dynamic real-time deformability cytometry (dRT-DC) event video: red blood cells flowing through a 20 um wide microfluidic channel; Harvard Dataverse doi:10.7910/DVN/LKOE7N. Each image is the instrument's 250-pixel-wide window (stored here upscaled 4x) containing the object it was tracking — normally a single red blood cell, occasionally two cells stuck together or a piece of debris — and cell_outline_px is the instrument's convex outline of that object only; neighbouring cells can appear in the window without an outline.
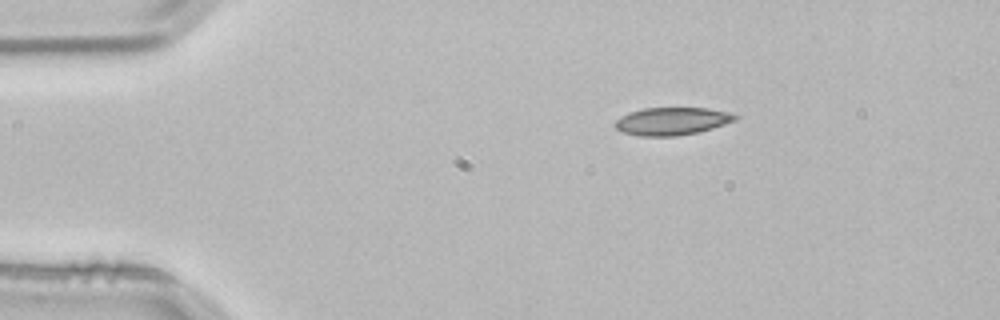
{"species": "common noctule bat (a hibernating species)", "species_latin": "Nyctalus noctula", "temperature_condition": "room temperature", "stored_images_in_passage": 2, "camera_frame_rate_fps": 3000, "um_per_image_px": 0.085, "animal": {"sex": "male", "body_mass_g": 21.5, "forearm_length_mm": 52.0}, "frame": {"image": 1, "passage_image": 1, "time_ms": 0.0, "image_size_px": [1000, 320], "cell_outline_px": [[740, 116], [736, 120], [700, 132], [676, 136], [640, 136], [620, 132], [612, 124], [620, 116], [628, 112], [644, 108], [708, 108], [728, 112]], "centroid_in_image_um": [57.08, 10.3], "position_along_channel_um": 27.9, "area_um2": 19.59}}